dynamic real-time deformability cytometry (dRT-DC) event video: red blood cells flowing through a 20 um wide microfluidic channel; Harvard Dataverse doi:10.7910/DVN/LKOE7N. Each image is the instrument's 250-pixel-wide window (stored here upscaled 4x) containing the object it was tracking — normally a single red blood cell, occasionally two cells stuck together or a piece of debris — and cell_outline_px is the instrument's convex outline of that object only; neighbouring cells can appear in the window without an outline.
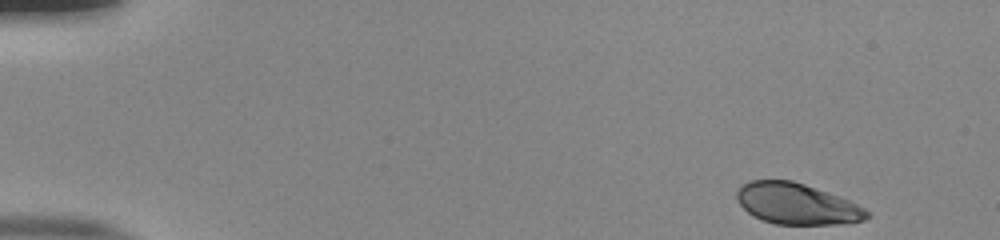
{"species": "human", "species_latin": "Homo sapiens", "temperature_condition": "room temperature", "stored_images_in_passage": 49, "camera_frame_rate_fps": 3000, "um_per_image_px": 0.085, "donor": {"sex": "male"}, "frame": {"image": 1, "passage_image": 1, "time_ms": 0.0, "image_size_px": [1000, 240], "cell_outline_px": [[872, 216], [864, 220], [836, 224], [776, 224], [760, 220], [752, 216], [736, 200], [736, 192], [740, 184], [752, 180], [792, 180], [804, 184], [848, 200], [864, 208]], "centroid_in_image_um": [67.67, 17.32], "position_along_channel_um": 17.3, "area_um2": 31.04}}
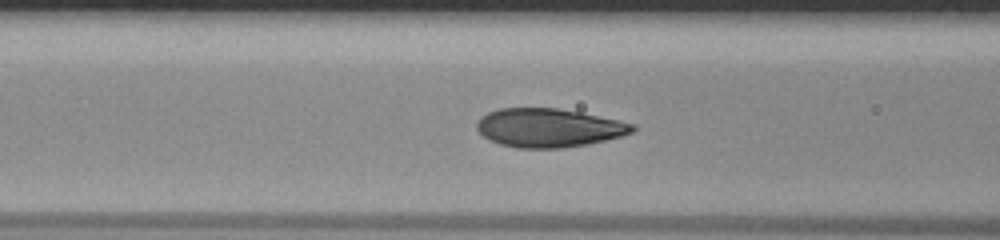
{"frame": {"image": 2, "passage_image": 19, "time_ms": 6.0, "image_size_px": [1000, 240], "cell_outline_px": [[636, 128], [632, 132], [620, 136], [588, 144], [560, 148], [516, 148], [500, 144], [484, 136], [476, 128], [476, 124], [480, 116], [496, 108], [556, 108], [580, 112], [636, 124]], "centroid_in_image_um": [46.62, 10.86], "position_along_channel_um": 120.0, "area_um2": 34.97}}
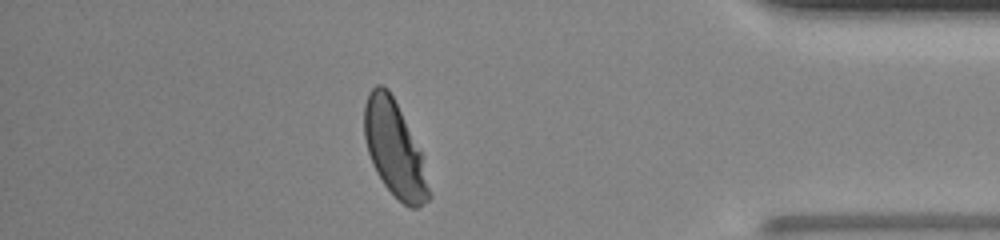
{"frame": {"image": 3, "passage_image": 43, "time_ms": 14.0, "image_size_px": [1000, 240], "cell_outline_px": [[432, 196], [428, 200], [416, 208], [412, 208], [404, 204], [384, 184], [376, 172], [372, 164], [368, 152], [364, 136], [364, 104], [368, 92], [376, 84], [380, 84], [388, 88], [420, 152]], "centroid_in_image_um": [33.5, 12.66], "position_along_channel_um": 401.7, "area_um2": 35.08}, "authors_computed_cell_mechanics": {"area_um2": 35.1424, "velocity_mm_per_s": 3.9025, "shape_relaxation_time_tau1_ms": 2.6643, "shape_relaxation_time_tau2_ms": null, "deformation_change_tau1": 0.1522, "deformation_change_tau2": null}}